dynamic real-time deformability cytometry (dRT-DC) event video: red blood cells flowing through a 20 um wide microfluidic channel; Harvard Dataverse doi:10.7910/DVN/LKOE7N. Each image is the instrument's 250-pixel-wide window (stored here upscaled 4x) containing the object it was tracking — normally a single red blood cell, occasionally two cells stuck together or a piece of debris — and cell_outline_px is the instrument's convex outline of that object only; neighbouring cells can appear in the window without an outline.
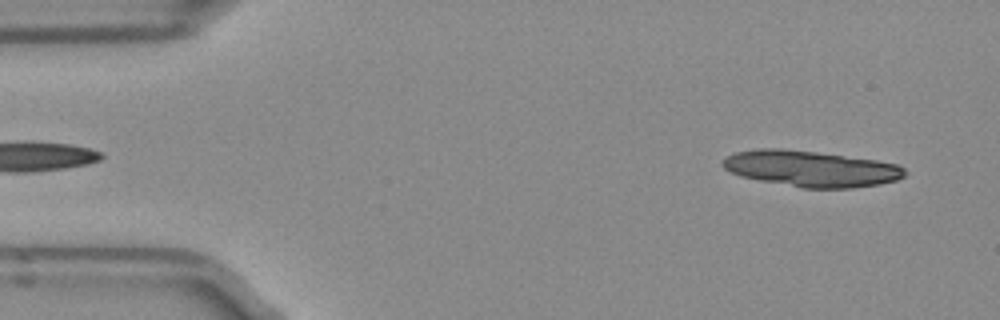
{"species": "Egyptian fruit bat (a non-hibernating species)", "species_latin": "Rousettus aegyptiacus", "temperature_condition": "room temperature", "stored_images_in_passage": 50, "camera_frame_rate_fps": 3000, "um_per_image_px": 0.085, "frame": {"image": 1, "passage_image": 3, "time_ms": 0.667, "image_size_px": [1000, 320], "cell_outline_px": [[908, 172], [904, 176], [896, 180], [880, 184], [852, 188], [800, 188], [740, 176], [724, 168], [720, 164], [728, 156], [736, 152], [760, 148], [780, 148], [816, 152], [876, 160], [896, 164], [904, 168]], "centroid_in_image_um": [68.94, 14.34], "position_along_channel_um": 16.1, "area_um2": 38.09}}
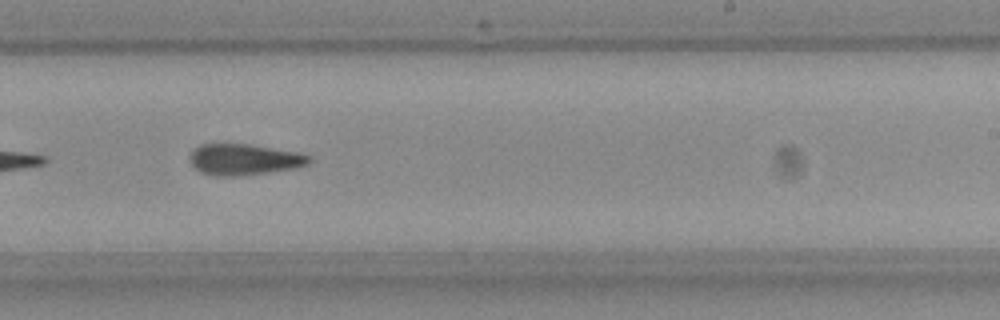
{"frame": {"image": 2, "passage_image": 30, "time_ms": 9.667, "image_size_px": [1000, 320], "cell_outline_px": [[312, 160], [308, 164], [296, 168], [268, 172], [236, 176], [212, 176], [200, 172], [192, 164], [188, 156], [192, 148], [200, 144], [252, 144], [300, 152], [308, 156]], "centroid_in_image_um": [20.73, 13.54], "position_along_channel_um": 268.3, "area_um2": 21.91}}
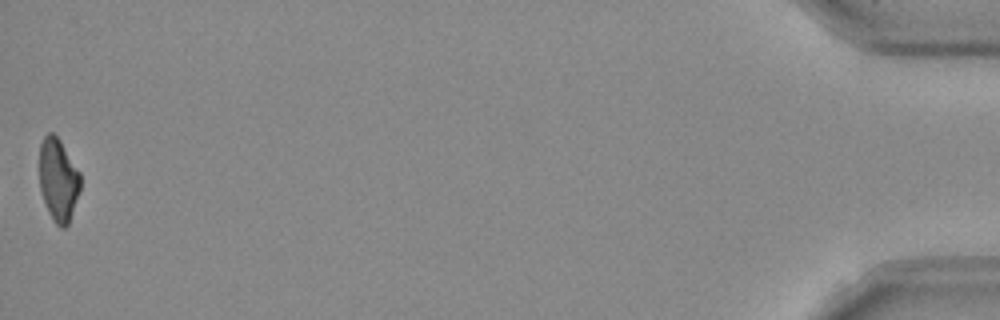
{"frame": {"image": 3, "passage_image": 50, "time_ms": 16.333, "image_size_px": [1000, 320], "cell_outline_px": [[80, 192], [68, 224], [64, 228], [60, 228], [56, 224], [48, 212], [40, 188], [40, 144], [44, 136], [48, 132], [52, 132], [60, 140], [80, 172]], "centroid_in_image_um": [4.96, 15.28], "position_along_channel_um": 430.2, "area_um2": 19.71}, "authors_computed_cell_mechanics": {"area_um2": 21.5594, "velocity_mm_per_s": 3.9593, "shape_relaxation_time_tau1_ms": 7.2706, "shape_relaxation_time_tau2_ms": 3.893, "deformation_change_tau1": 0.2001, "deformation_change_tau2": 0.1384}}